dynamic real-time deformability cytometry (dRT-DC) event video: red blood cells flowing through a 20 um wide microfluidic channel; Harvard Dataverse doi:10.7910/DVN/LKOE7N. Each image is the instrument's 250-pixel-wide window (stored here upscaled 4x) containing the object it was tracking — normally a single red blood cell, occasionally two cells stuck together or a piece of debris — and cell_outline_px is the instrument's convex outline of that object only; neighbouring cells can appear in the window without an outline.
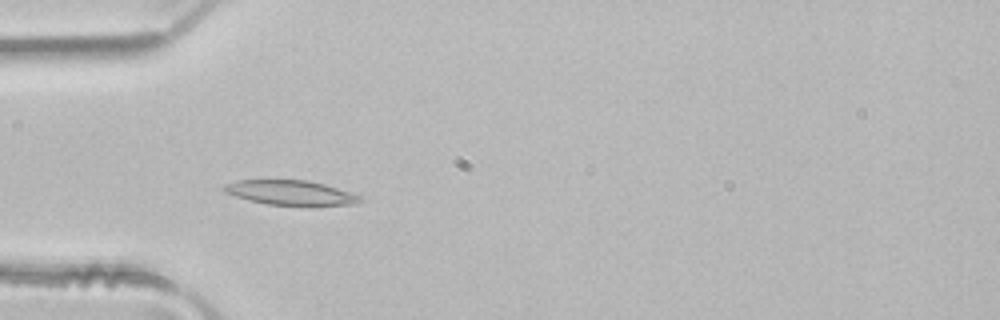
{"species": "common noctule bat (a hibernating species)", "species_latin": "Nyctalus noctula", "temperature_condition": "room temperature", "stored_images_in_passage": 48, "camera_frame_rate_fps": 3000, "um_per_image_px": 0.085, "animal": {"sex": "male", "body_mass_g": 21.5, "forearm_length_mm": 52.0}, "frame": {"image": 1, "passage_image": 14, "time_ms": 4.333, "image_size_px": [1000, 320], "cell_outline_px": [[364, 200], [360, 204], [312, 208], [300, 208], [268, 204], [248, 200], [224, 192], [224, 184], [236, 180], [308, 180], [324, 184], [360, 196]], "centroid_in_image_um": [24.79, 16.44], "position_along_channel_um": 60.2, "area_um2": 20.52}}
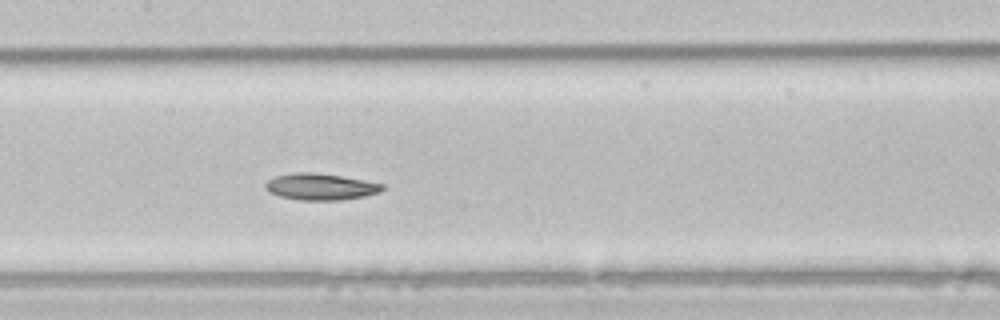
{"frame": {"image": 2, "passage_image": 23, "time_ms": 7.333, "image_size_px": [1000, 320], "cell_outline_px": [[384, 188], [380, 192], [364, 196], [340, 200], [300, 200], [280, 196], [268, 192], [264, 188], [264, 184], [268, 180], [276, 176], [296, 172], [312, 172], [340, 176], [364, 180], [384, 184]], "centroid_in_image_um": [27.22, 15.87], "position_along_channel_um": 180.2, "area_um2": 18.03}}
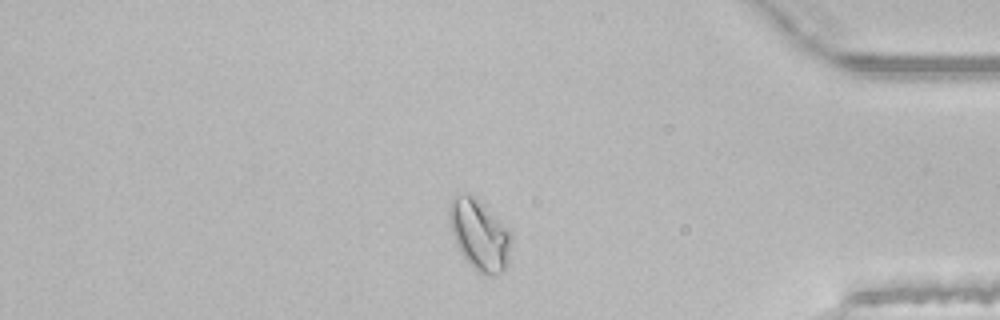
{"frame": {"image": 3, "passage_image": 41, "time_ms": 13.333, "image_size_px": [1000, 320], "cell_outline_px": [[512, 236], [508, 264], [504, 272], [492, 276], [488, 276], [476, 272], [460, 252], [456, 244], [452, 232], [448, 212], [452, 196], [456, 192], [464, 192], [472, 196], [508, 228]], "centroid_in_image_um": [40.75, 19.99], "position_along_channel_um": 394.4, "area_um2": 25.55}, "authors_computed_cell_mechanics": {"area_um2": 20.1433, "velocity_mm_per_s": 4.0787, "shape_relaxation_time_tau1_ms": 7.0459, "shape_relaxation_time_tau2_ms": null, "deformation_change_tau1": 0.153, "deformation_change_tau2": null}}